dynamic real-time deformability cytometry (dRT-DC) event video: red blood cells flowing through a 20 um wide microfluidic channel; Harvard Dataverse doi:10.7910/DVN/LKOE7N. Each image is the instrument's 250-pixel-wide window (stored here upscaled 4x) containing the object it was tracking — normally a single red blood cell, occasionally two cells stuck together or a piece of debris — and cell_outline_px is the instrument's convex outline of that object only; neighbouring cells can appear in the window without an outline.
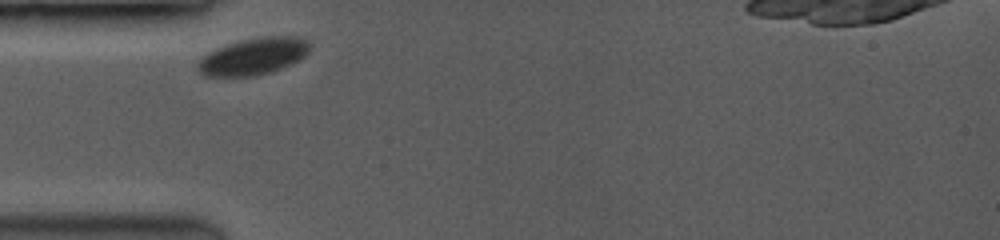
{"species": "common noctule bat (a hibernating species)", "species_latin": "Nyctalus noctula", "temperature_condition": "room temperature", "stored_images_in_passage": 20, "camera_frame_rate_fps": 3500, "um_per_image_px": 0.085, "animal": {"sex": "female", "body_mass_g": 19.0, "forearm_length_mm": 53.3}, "frame": {"image": 1, "passage_image": 1, "time_ms": 0.0, "image_size_px": [1000, 240], "cell_outline_px": [[308, 52], [304, 56], [280, 68], [268, 72], [252, 76], [204, 76], [196, 68], [196, 60], [200, 56], [216, 48], [240, 40], [264, 36], [300, 36], [308, 44]], "centroid_in_image_um": [21.44, 4.78], "position_along_channel_um": 63.6, "area_um2": 23.87}}
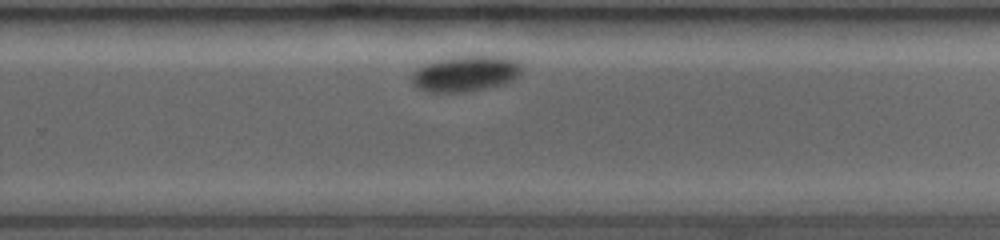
{"frame": {"image": 2, "passage_image": 13, "time_ms": 6.571, "image_size_px": [1000, 240], "cell_outline_px": [[520, 72], [512, 80], [480, 88], [460, 92], [428, 92], [416, 88], [412, 84], [412, 76], [420, 68], [428, 64], [440, 60], [472, 52], [500, 56], [516, 60], [520, 64]], "centroid_in_image_um": [39.56, 6.21], "position_along_channel_um": 290.2, "area_um2": 22.66}}
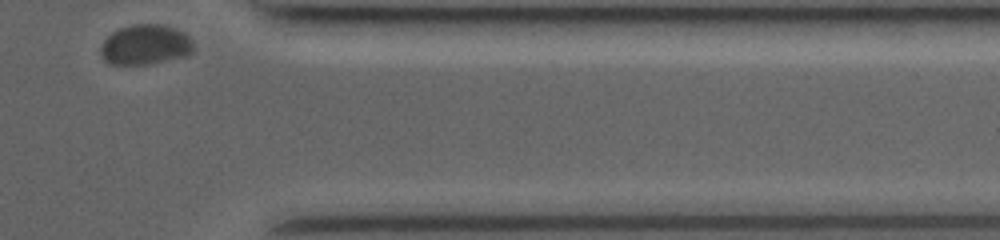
{"frame": {"image": 3, "passage_image": 20, "time_ms": 9.714, "image_size_px": [1000, 240], "cell_outline_px": [[192, 48], [188, 52], [180, 56], [144, 64], [108, 64], [100, 56], [100, 48], [104, 40], [112, 32], [120, 28], [136, 24], [160, 24], [176, 28], [184, 32], [188, 36], [192, 44]], "centroid_in_image_um": [12.27, 3.78], "position_along_channel_um": 399.1, "area_um2": 21.15}}